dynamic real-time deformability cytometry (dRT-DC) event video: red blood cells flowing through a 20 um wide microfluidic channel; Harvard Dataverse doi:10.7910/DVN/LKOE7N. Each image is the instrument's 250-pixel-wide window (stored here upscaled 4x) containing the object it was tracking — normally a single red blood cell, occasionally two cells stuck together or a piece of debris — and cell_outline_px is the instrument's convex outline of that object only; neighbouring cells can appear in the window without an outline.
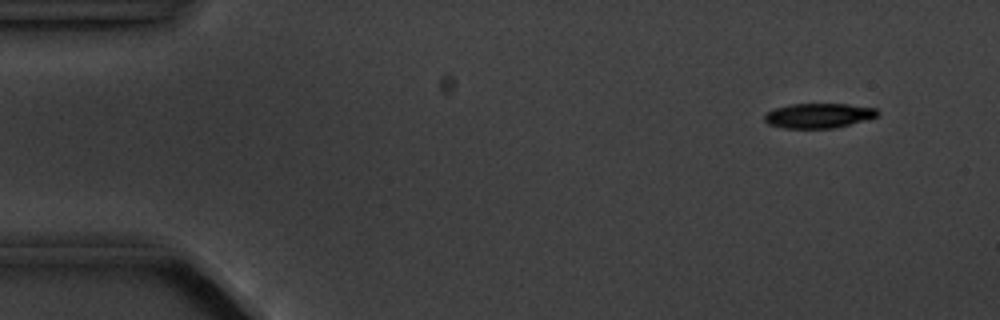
{"species": "common noctule bat (a hibernating species)", "species_latin": "Nyctalus noctula", "temperature_condition": "cold", "stored_images_in_passage": 6, "camera_frame_rate_fps": 3000, "um_per_image_px": 0.085, "animal": {"sex": "male", "body_mass_g": 20.1, "forearm_length_mm": 53.5}, "frame": {"image": 1, "passage_image": 2, "time_ms": 1.333, "image_size_px": [1000, 320], "cell_outline_px": [[880, 112], [876, 116], [836, 128], [784, 128], [768, 124], [764, 120], [764, 112], [776, 108], [792, 104], [848, 104], [876, 108]], "centroid_in_image_um": [69.54, 9.82], "position_along_channel_um": 15.5, "area_um2": 16.24}}